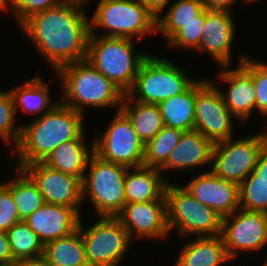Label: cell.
Here are the masks:
<instances>
[{"mask_svg": "<svg viewBox=\"0 0 267 266\" xmlns=\"http://www.w3.org/2000/svg\"><path fill=\"white\" fill-rule=\"evenodd\" d=\"M87 7L66 1L36 13L20 27L53 71L87 58L90 16Z\"/></svg>", "mask_w": 267, "mask_h": 266, "instance_id": "obj_1", "label": "cell"}, {"mask_svg": "<svg viewBox=\"0 0 267 266\" xmlns=\"http://www.w3.org/2000/svg\"><path fill=\"white\" fill-rule=\"evenodd\" d=\"M85 116L58 102L51 110L26 124L10 155H17L15 167L42 162L60 144L79 138L85 132ZM24 124V125H23Z\"/></svg>", "mask_w": 267, "mask_h": 266, "instance_id": "obj_2", "label": "cell"}, {"mask_svg": "<svg viewBox=\"0 0 267 266\" xmlns=\"http://www.w3.org/2000/svg\"><path fill=\"white\" fill-rule=\"evenodd\" d=\"M54 73L61 86L62 104L83 115L86 108L120 110L124 93L86 59L64 65Z\"/></svg>", "mask_w": 267, "mask_h": 266, "instance_id": "obj_3", "label": "cell"}, {"mask_svg": "<svg viewBox=\"0 0 267 266\" xmlns=\"http://www.w3.org/2000/svg\"><path fill=\"white\" fill-rule=\"evenodd\" d=\"M134 39L89 35L87 58L101 74L127 94L143 61L150 55L137 52Z\"/></svg>", "mask_w": 267, "mask_h": 266, "instance_id": "obj_4", "label": "cell"}, {"mask_svg": "<svg viewBox=\"0 0 267 266\" xmlns=\"http://www.w3.org/2000/svg\"><path fill=\"white\" fill-rule=\"evenodd\" d=\"M96 7L90 18V35L139 41L157 32V17L142 0H99ZM97 28L105 32L100 35Z\"/></svg>", "mask_w": 267, "mask_h": 266, "instance_id": "obj_5", "label": "cell"}, {"mask_svg": "<svg viewBox=\"0 0 267 266\" xmlns=\"http://www.w3.org/2000/svg\"><path fill=\"white\" fill-rule=\"evenodd\" d=\"M167 227L178 237L218 236L222 218L214 209L201 204L181 184L168 182L165 190Z\"/></svg>", "mask_w": 267, "mask_h": 266, "instance_id": "obj_6", "label": "cell"}, {"mask_svg": "<svg viewBox=\"0 0 267 266\" xmlns=\"http://www.w3.org/2000/svg\"><path fill=\"white\" fill-rule=\"evenodd\" d=\"M187 72L185 67L178 66L169 58L150 54L141 64L127 94L136 101L159 104L181 94L196 80Z\"/></svg>", "mask_w": 267, "mask_h": 266, "instance_id": "obj_7", "label": "cell"}, {"mask_svg": "<svg viewBox=\"0 0 267 266\" xmlns=\"http://www.w3.org/2000/svg\"><path fill=\"white\" fill-rule=\"evenodd\" d=\"M127 169L91 155L82 181L83 202L89 199L98 217H116L123 209Z\"/></svg>", "mask_w": 267, "mask_h": 266, "instance_id": "obj_8", "label": "cell"}, {"mask_svg": "<svg viewBox=\"0 0 267 266\" xmlns=\"http://www.w3.org/2000/svg\"><path fill=\"white\" fill-rule=\"evenodd\" d=\"M83 220L78 229L89 266H121L133 243L121 222L116 217H98L87 228Z\"/></svg>", "mask_w": 267, "mask_h": 266, "instance_id": "obj_9", "label": "cell"}, {"mask_svg": "<svg viewBox=\"0 0 267 266\" xmlns=\"http://www.w3.org/2000/svg\"><path fill=\"white\" fill-rule=\"evenodd\" d=\"M236 138L214 144L211 171L239 185L254 170L259 155L267 146V138L263 130L240 138L236 134Z\"/></svg>", "mask_w": 267, "mask_h": 266, "instance_id": "obj_10", "label": "cell"}, {"mask_svg": "<svg viewBox=\"0 0 267 266\" xmlns=\"http://www.w3.org/2000/svg\"><path fill=\"white\" fill-rule=\"evenodd\" d=\"M112 120L100 135L93 139V151L99 158L127 168L144 166L145 145L128 117L115 110Z\"/></svg>", "mask_w": 267, "mask_h": 266, "instance_id": "obj_11", "label": "cell"}, {"mask_svg": "<svg viewBox=\"0 0 267 266\" xmlns=\"http://www.w3.org/2000/svg\"><path fill=\"white\" fill-rule=\"evenodd\" d=\"M202 78L196 80L194 130L214 144L235 137L237 119L226 107L218 87L210 78Z\"/></svg>", "mask_w": 267, "mask_h": 266, "instance_id": "obj_12", "label": "cell"}, {"mask_svg": "<svg viewBox=\"0 0 267 266\" xmlns=\"http://www.w3.org/2000/svg\"><path fill=\"white\" fill-rule=\"evenodd\" d=\"M220 236L233 261L242 251L261 252L267 246V213L239 208L222 218Z\"/></svg>", "mask_w": 267, "mask_h": 266, "instance_id": "obj_13", "label": "cell"}, {"mask_svg": "<svg viewBox=\"0 0 267 266\" xmlns=\"http://www.w3.org/2000/svg\"><path fill=\"white\" fill-rule=\"evenodd\" d=\"M35 182L44 202L76 209L82 216V180L71 174L34 162L22 168Z\"/></svg>", "mask_w": 267, "mask_h": 266, "instance_id": "obj_14", "label": "cell"}, {"mask_svg": "<svg viewBox=\"0 0 267 266\" xmlns=\"http://www.w3.org/2000/svg\"><path fill=\"white\" fill-rule=\"evenodd\" d=\"M246 56V54L240 55L235 68H231V65L219 67L221 72H218V82L211 80L221 92L226 107L241 125L253 118L254 112L256 113V90L253 78L240 65ZM221 82L225 86L228 85L226 90Z\"/></svg>", "mask_w": 267, "mask_h": 266, "instance_id": "obj_15", "label": "cell"}, {"mask_svg": "<svg viewBox=\"0 0 267 266\" xmlns=\"http://www.w3.org/2000/svg\"><path fill=\"white\" fill-rule=\"evenodd\" d=\"M127 230L131 240H166L167 227L166 201L127 203L116 216ZM141 238V239H140Z\"/></svg>", "mask_w": 267, "mask_h": 266, "instance_id": "obj_16", "label": "cell"}, {"mask_svg": "<svg viewBox=\"0 0 267 266\" xmlns=\"http://www.w3.org/2000/svg\"><path fill=\"white\" fill-rule=\"evenodd\" d=\"M233 12L205 9L203 35L194 51L208 53L217 65L232 66V48L236 38V22Z\"/></svg>", "mask_w": 267, "mask_h": 266, "instance_id": "obj_17", "label": "cell"}, {"mask_svg": "<svg viewBox=\"0 0 267 266\" xmlns=\"http://www.w3.org/2000/svg\"><path fill=\"white\" fill-rule=\"evenodd\" d=\"M183 186L196 200L214 209L221 217L240 208L239 185L219 178L211 170L203 169Z\"/></svg>", "mask_w": 267, "mask_h": 266, "instance_id": "obj_18", "label": "cell"}, {"mask_svg": "<svg viewBox=\"0 0 267 266\" xmlns=\"http://www.w3.org/2000/svg\"><path fill=\"white\" fill-rule=\"evenodd\" d=\"M82 215L74 208L44 203L24 222L46 243L68 236L80 225Z\"/></svg>", "mask_w": 267, "mask_h": 266, "instance_id": "obj_19", "label": "cell"}, {"mask_svg": "<svg viewBox=\"0 0 267 266\" xmlns=\"http://www.w3.org/2000/svg\"><path fill=\"white\" fill-rule=\"evenodd\" d=\"M214 143L204 137L199 131L191 130L183 132V135L170 152L166 163L159 169L165 177L167 171H183L196 168H208L211 170L212 152ZM206 166V167H205Z\"/></svg>", "mask_w": 267, "mask_h": 266, "instance_id": "obj_20", "label": "cell"}, {"mask_svg": "<svg viewBox=\"0 0 267 266\" xmlns=\"http://www.w3.org/2000/svg\"><path fill=\"white\" fill-rule=\"evenodd\" d=\"M169 180L157 168H128L125 175V204L166 201Z\"/></svg>", "mask_w": 267, "mask_h": 266, "instance_id": "obj_21", "label": "cell"}, {"mask_svg": "<svg viewBox=\"0 0 267 266\" xmlns=\"http://www.w3.org/2000/svg\"><path fill=\"white\" fill-rule=\"evenodd\" d=\"M180 246L172 266H223L232 262L220 235L189 237Z\"/></svg>", "mask_w": 267, "mask_h": 266, "instance_id": "obj_22", "label": "cell"}, {"mask_svg": "<svg viewBox=\"0 0 267 266\" xmlns=\"http://www.w3.org/2000/svg\"><path fill=\"white\" fill-rule=\"evenodd\" d=\"M86 137L85 131L79 138L60 144L42 163L49 168L71 174L83 181L88 161L94 153L93 141H89L92 143L89 147Z\"/></svg>", "mask_w": 267, "mask_h": 266, "instance_id": "obj_23", "label": "cell"}, {"mask_svg": "<svg viewBox=\"0 0 267 266\" xmlns=\"http://www.w3.org/2000/svg\"><path fill=\"white\" fill-rule=\"evenodd\" d=\"M42 76L36 75L30 80L25 79L23 84L11 86L9 90L13 97L15 114H18V110H22L24 113L27 112V115L35 114V116L40 117L60 102L58 99L54 101L50 94L48 84L52 79L47 82Z\"/></svg>", "mask_w": 267, "mask_h": 266, "instance_id": "obj_24", "label": "cell"}, {"mask_svg": "<svg viewBox=\"0 0 267 266\" xmlns=\"http://www.w3.org/2000/svg\"><path fill=\"white\" fill-rule=\"evenodd\" d=\"M120 110L128 117L144 145L164 127L158 104L136 101L124 94Z\"/></svg>", "mask_w": 267, "mask_h": 266, "instance_id": "obj_25", "label": "cell"}, {"mask_svg": "<svg viewBox=\"0 0 267 266\" xmlns=\"http://www.w3.org/2000/svg\"><path fill=\"white\" fill-rule=\"evenodd\" d=\"M196 80L181 94L161 101L158 106L164 126L191 131L195 128Z\"/></svg>", "mask_w": 267, "mask_h": 266, "instance_id": "obj_26", "label": "cell"}, {"mask_svg": "<svg viewBox=\"0 0 267 266\" xmlns=\"http://www.w3.org/2000/svg\"><path fill=\"white\" fill-rule=\"evenodd\" d=\"M195 20H205L201 0H175L157 17V33L167 42L178 30Z\"/></svg>", "mask_w": 267, "mask_h": 266, "instance_id": "obj_27", "label": "cell"}, {"mask_svg": "<svg viewBox=\"0 0 267 266\" xmlns=\"http://www.w3.org/2000/svg\"><path fill=\"white\" fill-rule=\"evenodd\" d=\"M10 172L16 170V177L3 181L10 189L16 204L19 219L25 221L31 214L39 209L45 202L37 185L31 177L21 168L10 166ZM14 168V169H13Z\"/></svg>", "mask_w": 267, "mask_h": 266, "instance_id": "obj_28", "label": "cell"}, {"mask_svg": "<svg viewBox=\"0 0 267 266\" xmlns=\"http://www.w3.org/2000/svg\"><path fill=\"white\" fill-rule=\"evenodd\" d=\"M43 256L49 264L59 266H89L81 231L77 229L68 236L50 241L44 245Z\"/></svg>", "mask_w": 267, "mask_h": 266, "instance_id": "obj_29", "label": "cell"}, {"mask_svg": "<svg viewBox=\"0 0 267 266\" xmlns=\"http://www.w3.org/2000/svg\"><path fill=\"white\" fill-rule=\"evenodd\" d=\"M183 132L177 128L164 126L145 145L144 166L160 169L169 158L170 152L180 141Z\"/></svg>", "mask_w": 267, "mask_h": 266, "instance_id": "obj_30", "label": "cell"}, {"mask_svg": "<svg viewBox=\"0 0 267 266\" xmlns=\"http://www.w3.org/2000/svg\"><path fill=\"white\" fill-rule=\"evenodd\" d=\"M7 237L15 260L39 257L44 253V244L24 221L16 223L9 229Z\"/></svg>", "mask_w": 267, "mask_h": 266, "instance_id": "obj_31", "label": "cell"}, {"mask_svg": "<svg viewBox=\"0 0 267 266\" xmlns=\"http://www.w3.org/2000/svg\"><path fill=\"white\" fill-rule=\"evenodd\" d=\"M239 205L244 210L267 213V183L255 179L253 171L239 184Z\"/></svg>", "mask_w": 267, "mask_h": 266, "instance_id": "obj_32", "label": "cell"}, {"mask_svg": "<svg viewBox=\"0 0 267 266\" xmlns=\"http://www.w3.org/2000/svg\"><path fill=\"white\" fill-rule=\"evenodd\" d=\"M16 118L17 115L15 114L13 97L10 90H0V140L5 145L10 144L9 146H11L12 144L10 152L16 148L21 135V125L18 122L15 123Z\"/></svg>", "mask_w": 267, "mask_h": 266, "instance_id": "obj_33", "label": "cell"}, {"mask_svg": "<svg viewBox=\"0 0 267 266\" xmlns=\"http://www.w3.org/2000/svg\"><path fill=\"white\" fill-rule=\"evenodd\" d=\"M240 65L252 76L256 90L257 115L267 119V63L247 55Z\"/></svg>", "mask_w": 267, "mask_h": 266, "instance_id": "obj_34", "label": "cell"}, {"mask_svg": "<svg viewBox=\"0 0 267 266\" xmlns=\"http://www.w3.org/2000/svg\"><path fill=\"white\" fill-rule=\"evenodd\" d=\"M205 20H195L178 30L166 43L170 49L192 50L199 47ZM186 49V50H185Z\"/></svg>", "mask_w": 267, "mask_h": 266, "instance_id": "obj_35", "label": "cell"}, {"mask_svg": "<svg viewBox=\"0 0 267 266\" xmlns=\"http://www.w3.org/2000/svg\"><path fill=\"white\" fill-rule=\"evenodd\" d=\"M62 0H11L13 16L18 28L31 16L55 7Z\"/></svg>", "mask_w": 267, "mask_h": 266, "instance_id": "obj_36", "label": "cell"}, {"mask_svg": "<svg viewBox=\"0 0 267 266\" xmlns=\"http://www.w3.org/2000/svg\"><path fill=\"white\" fill-rule=\"evenodd\" d=\"M20 221L12 193L9 187L0 180V231L7 232Z\"/></svg>", "mask_w": 267, "mask_h": 266, "instance_id": "obj_37", "label": "cell"}, {"mask_svg": "<svg viewBox=\"0 0 267 266\" xmlns=\"http://www.w3.org/2000/svg\"><path fill=\"white\" fill-rule=\"evenodd\" d=\"M204 6V9L207 10H217V11H230L232 12L233 6L235 3H238L237 0H201ZM243 2L242 4L251 5V0H238Z\"/></svg>", "mask_w": 267, "mask_h": 266, "instance_id": "obj_38", "label": "cell"}, {"mask_svg": "<svg viewBox=\"0 0 267 266\" xmlns=\"http://www.w3.org/2000/svg\"><path fill=\"white\" fill-rule=\"evenodd\" d=\"M10 243L8 241L7 232L0 231V264L14 263Z\"/></svg>", "mask_w": 267, "mask_h": 266, "instance_id": "obj_39", "label": "cell"}, {"mask_svg": "<svg viewBox=\"0 0 267 266\" xmlns=\"http://www.w3.org/2000/svg\"><path fill=\"white\" fill-rule=\"evenodd\" d=\"M253 172L255 173V179H260L267 183V146L259 155Z\"/></svg>", "mask_w": 267, "mask_h": 266, "instance_id": "obj_40", "label": "cell"}, {"mask_svg": "<svg viewBox=\"0 0 267 266\" xmlns=\"http://www.w3.org/2000/svg\"><path fill=\"white\" fill-rule=\"evenodd\" d=\"M143 3L158 17L162 12H165L171 0H142Z\"/></svg>", "mask_w": 267, "mask_h": 266, "instance_id": "obj_41", "label": "cell"}, {"mask_svg": "<svg viewBox=\"0 0 267 266\" xmlns=\"http://www.w3.org/2000/svg\"><path fill=\"white\" fill-rule=\"evenodd\" d=\"M15 266H50L49 262L42 255L34 258H22L15 260Z\"/></svg>", "mask_w": 267, "mask_h": 266, "instance_id": "obj_42", "label": "cell"}, {"mask_svg": "<svg viewBox=\"0 0 267 266\" xmlns=\"http://www.w3.org/2000/svg\"><path fill=\"white\" fill-rule=\"evenodd\" d=\"M0 11L2 12H11V16L13 15V8L11 6V0H0Z\"/></svg>", "mask_w": 267, "mask_h": 266, "instance_id": "obj_43", "label": "cell"}, {"mask_svg": "<svg viewBox=\"0 0 267 266\" xmlns=\"http://www.w3.org/2000/svg\"><path fill=\"white\" fill-rule=\"evenodd\" d=\"M63 1L70 2V3H76L79 5H83L85 7H88L87 4L92 0H63Z\"/></svg>", "mask_w": 267, "mask_h": 266, "instance_id": "obj_44", "label": "cell"}, {"mask_svg": "<svg viewBox=\"0 0 267 266\" xmlns=\"http://www.w3.org/2000/svg\"><path fill=\"white\" fill-rule=\"evenodd\" d=\"M0 266H15L14 263H11V264H0Z\"/></svg>", "mask_w": 267, "mask_h": 266, "instance_id": "obj_45", "label": "cell"}, {"mask_svg": "<svg viewBox=\"0 0 267 266\" xmlns=\"http://www.w3.org/2000/svg\"><path fill=\"white\" fill-rule=\"evenodd\" d=\"M262 0H251V4H253V3H259V2H261Z\"/></svg>", "mask_w": 267, "mask_h": 266, "instance_id": "obj_46", "label": "cell"}, {"mask_svg": "<svg viewBox=\"0 0 267 266\" xmlns=\"http://www.w3.org/2000/svg\"><path fill=\"white\" fill-rule=\"evenodd\" d=\"M265 137L267 138V129L265 128L264 130Z\"/></svg>", "mask_w": 267, "mask_h": 266, "instance_id": "obj_47", "label": "cell"}, {"mask_svg": "<svg viewBox=\"0 0 267 266\" xmlns=\"http://www.w3.org/2000/svg\"><path fill=\"white\" fill-rule=\"evenodd\" d=\"M262 266H267V261H264Z\"/></svg>", "mask_w": 267, "mask_h": 266, "instance_id": "obj_48", "label": "cell"}, {"mask_svg": "<svg viewBox=\"0 0 267 266\" xmlns=\"http://www.w3.org/2000/svg\"><path fill=\"white\" fill-rule=\"evenodd\" d=\"M50 266H59L58 264H49Z\"/></svg>", "mask_w": 267, "mask_h": 266, "instance_id": "obj_49", "label": "cell"}]
</instances>
